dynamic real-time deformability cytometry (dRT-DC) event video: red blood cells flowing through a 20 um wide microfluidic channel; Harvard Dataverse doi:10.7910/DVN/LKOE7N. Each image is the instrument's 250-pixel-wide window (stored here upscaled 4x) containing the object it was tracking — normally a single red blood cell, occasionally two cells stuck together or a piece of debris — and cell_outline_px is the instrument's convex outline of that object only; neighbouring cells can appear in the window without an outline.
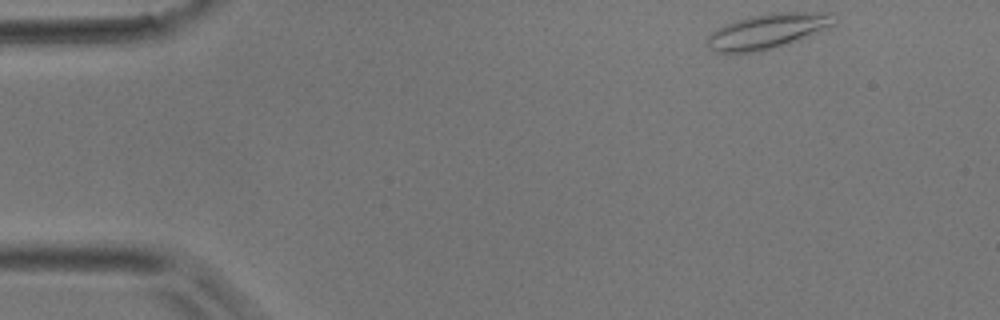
{"species": "common noctule bat (a hibernating species)", "species_latin": "Nyctalus noctula", "temperature_condition": "room temperature", "stored_images_in_passage": 40, "camera_frame_rate_fps": 3000, "um_per_image_px": 0.085, "animal": {"sex": "male", "body_mass_g": 17.9}, "frame": {"image": 1, "passage_image": 1, "time_ms": 0.0, "image_size_px": [1000, 320], "cell_outline_px": [[836, 24], [828, 28], [800, 40], [788, 44], [772, 48], [752, 52], [716, 52], [704, 40], [716, 28], [736, 20], [748, 16], [772, 12], [832, 12]], "centroid_in_image_um": [65.28, 2.62], "position_along_channel_um": 19.7, "area_um2": 25.95}}
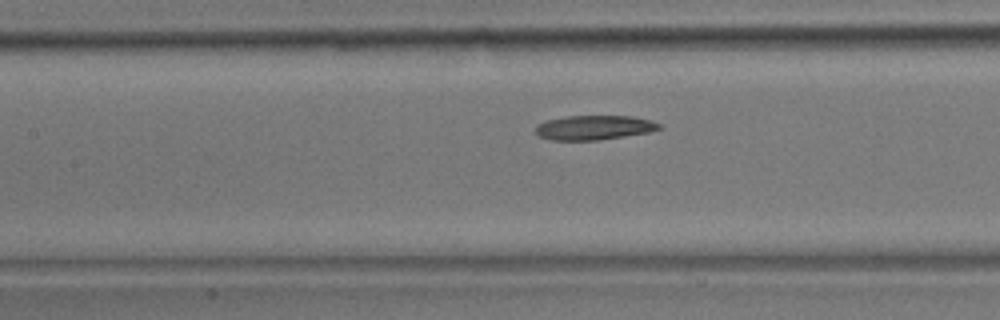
{"frame": {"image": 2, "passage_image": 16, "time_ms": 5.0, "image_size_px": [1000, 320], "cell_outline_px": [[664, 128], [648, 132], [600, 140], [552, 140], [540, 136], [536, 132], [536, 124], [548, 120], [568, 116], [632, 116], [648, 120], [660, 124]], "centroid_in_image_um": [50.5, 10.84], "position_along_channel_um": 156.9, "area_um2": 17.46}}
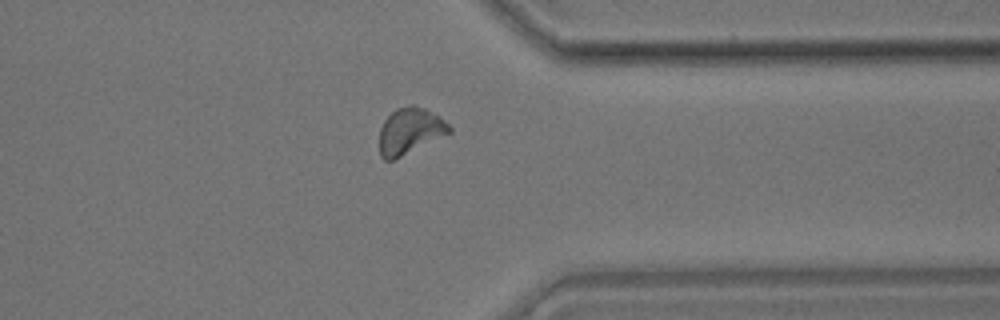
{"frame": {"image": 3, "passage_image": 31, "time_ms": 10.0, "image_size_px": [1000, 320], "cell_outline_px": [[452, 132], [392, 160], [384, 160], [380, 156], [380, 128], [384, 120], [396, 108], [408, 104], [412, 104], [424, 108], [440, 116], [452, 128]], "centroid_in_image_um": [34.84, 11.11], "position_along_channel_um": 376.6, "area_um2": 18.73}}